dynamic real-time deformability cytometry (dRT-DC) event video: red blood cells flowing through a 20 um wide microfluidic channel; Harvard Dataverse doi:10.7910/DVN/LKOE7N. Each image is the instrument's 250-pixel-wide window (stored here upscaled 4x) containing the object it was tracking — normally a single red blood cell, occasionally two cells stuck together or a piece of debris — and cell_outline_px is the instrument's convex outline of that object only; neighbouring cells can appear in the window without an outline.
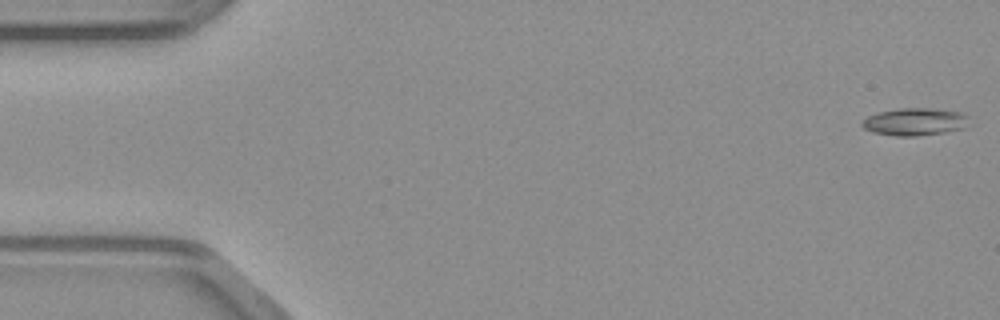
{"species": "common noctule bat (a hibernating species)", "species_latin": "Nyctalus noctula", "temperature_condition": "warm", "stored_images_in_passage": 49, "camera_frame_rate_fps": 3000, "um_per_image_px": 0.085, "animal": {"sex": "male", "body_mass_g": 23.1, "forearm_length_mm": 52.7}, "frame": {"image": 1, "passage_image": 1, "time_ms": 0.0, "image_size_px": [1000, 320], "cell_outline_px": [[976, 124], [968, 128], [944, 132], [916, 136], [896, 136], [872, 132], [864, 128], [860, 124], [860, 120], [868, 116], [880, 112], [900, 108], [928, 108], [960, 112], [968, 116]], "centroid_in_image_um": [77.85, 10.36], "position_along_channel_um": 7.1, "area_um2": 17.57}}
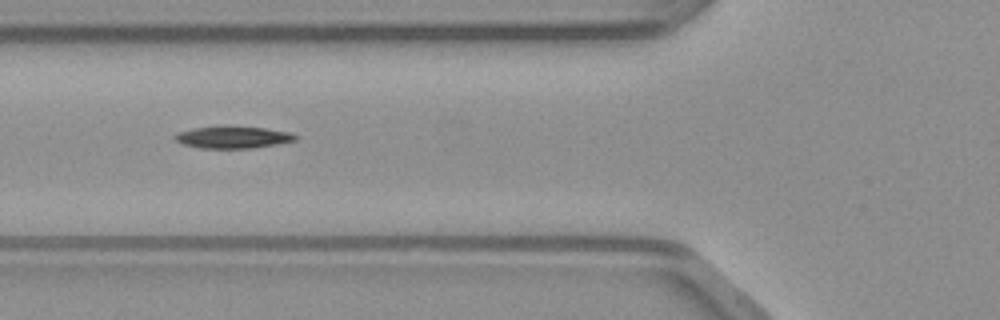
{"frame": {"image": 2, "passage_image": 18, "time_ms": 5.667, "image_size_px": [1000, 320], "cell_outline_px": [[300, 136], [296, 140], [276, 144], [252, 148], [204, 148], [184, 144], [176, 140], [172, 136], [180, 132], [192, 128], [264, 128], [292, 132]], "centroid_in_image_um": [19.87, 11.69], "position_along_channel_um": 105.9, "area_um2": 14.8}}
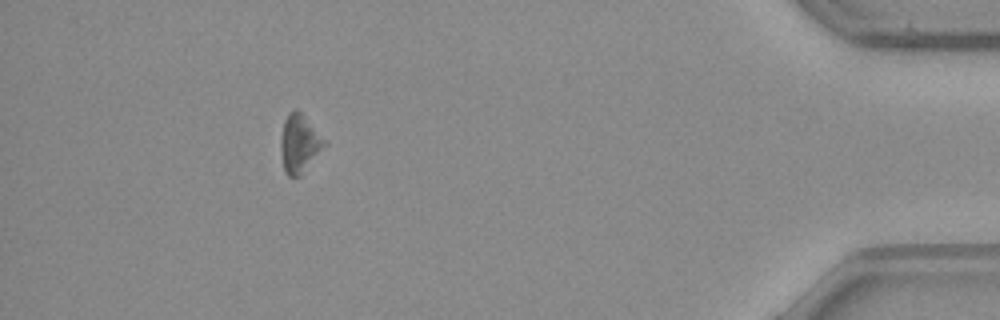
{"frame": {"image": 3, "passage_image": 44, "time_ms": 14.333, "image_size_px": [1000, 320], "cell_outline_px": [[328, 144], [300, 176], [288, 176], [284, 168], [280, 152], [280, 140], [284, 120], [288, 112], [296, 108], [304, 116]], "centroid_in_image_um": [25.44, 12.2], "position_along_channel_um": 409.8, "area_um2": 14.74}}